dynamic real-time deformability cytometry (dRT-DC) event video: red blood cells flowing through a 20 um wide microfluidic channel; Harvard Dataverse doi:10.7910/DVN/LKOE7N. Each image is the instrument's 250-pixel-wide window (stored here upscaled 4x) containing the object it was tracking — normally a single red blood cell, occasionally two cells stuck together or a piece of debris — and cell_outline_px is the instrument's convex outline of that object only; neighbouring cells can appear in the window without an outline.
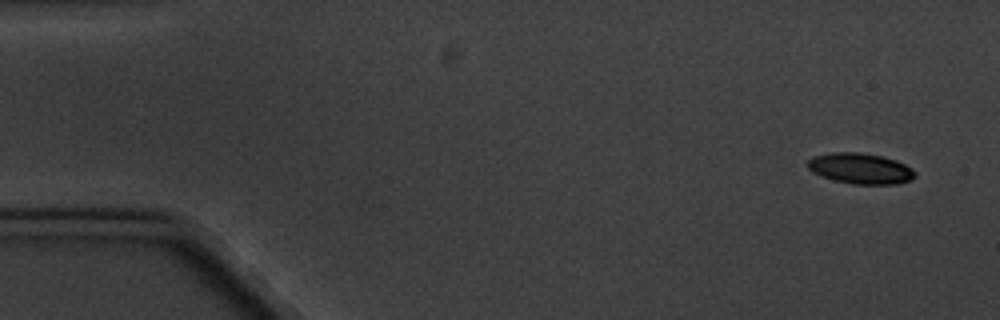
{"species": "common noctule bat (a hibernating species)", "species_latin": "Nyctalus noctula", "temperature_condition": "cold", "stored_images_in_passage": 6, "camera_frame_rate_fps": 3000, "um_per_image_px": 0.085, "animal": {"sex": "male", "body_mass_g": 20.1, "forearm_length_mm": 53.5}, "frame": {"image": 1, "passage_image": 1, "time_ms": 0.0, "image_size_px": [1000, 320], "cell_outline_px": [[916, 176], [912, 180], [896, 184], [852, 184], [832, 180], [812, 172], [804, 164], [812, 156], [832, 152], [860, 152], [880, 156], [896, 160], [912, 168], [916, 172]], "centroid_in_image_um": [73.11, 14.32], "position_along_channel_um": 11.9, "area_um2": 19.48}}